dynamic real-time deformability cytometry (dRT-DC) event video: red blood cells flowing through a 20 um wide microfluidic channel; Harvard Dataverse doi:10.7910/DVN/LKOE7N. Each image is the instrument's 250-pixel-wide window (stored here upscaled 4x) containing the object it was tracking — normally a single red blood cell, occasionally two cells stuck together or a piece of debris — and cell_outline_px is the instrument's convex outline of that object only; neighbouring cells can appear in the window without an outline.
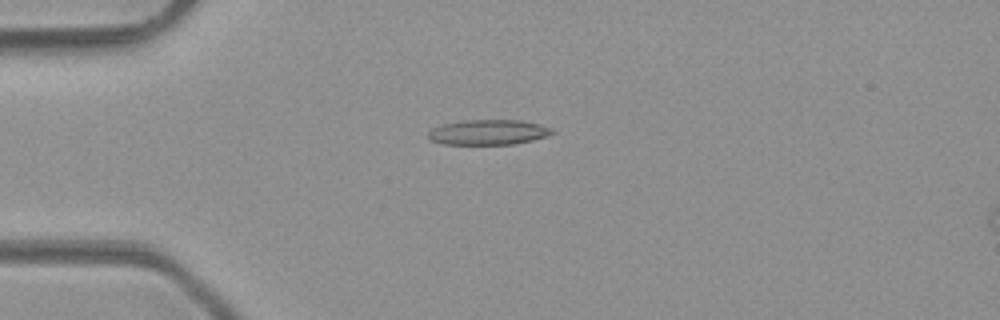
{"species": "common noctule bat (a hibernating species)", "species_latin": "Nyctalus noctula", "temperature_condition": "room temperature", "stored_images_in_passage": 3, "camera_frame_rate_fps": 3000, "um_per_image_px": 0.085, "animal": {"sex": "male", "body_mass_g": 23.1, "forearm_length_mm": 52.7}, "frame": {"image": 1, "passage_image": 3, "time_ms": 2.333, "image_size_px": [1000, 320], "cell_outline_px": [[556, 132], [548, 136], [532, 140], [512, 144], [444, 144], [428, 140], [428, 132], [432, 128], [444, 124], [460, 120], [520, 120], [540, 124], [552, 128]], "centroid_in_image_um": [41.51, 11.23], "position_along_channel_um": 43.5, "area_um2": 18.26}}